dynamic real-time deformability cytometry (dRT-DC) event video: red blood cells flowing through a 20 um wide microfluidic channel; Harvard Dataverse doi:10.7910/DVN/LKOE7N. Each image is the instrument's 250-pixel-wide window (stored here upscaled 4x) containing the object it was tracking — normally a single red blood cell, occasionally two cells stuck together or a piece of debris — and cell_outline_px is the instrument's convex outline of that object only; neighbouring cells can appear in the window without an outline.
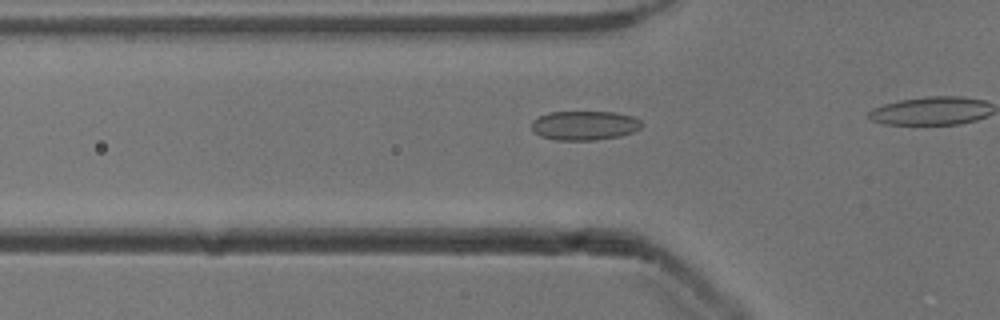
{"species": "common noctule bat (a hibernating species)", "species_latin": "Nyctalus noctula", "temperature_condition": "cold", "stored_images_in_passage": 19, "camera_frame_rate_fps": 3000, "um_per_image_px": 0.085, "animal": {"sex": "male", "body_mass_g": 13.3}, "frame": {"image": 1, "passage_image": 14, "time_ms": 4.333, "image_size_px": [1000, 320], "cell_outline_px": [[644, 124], [640, 128], [632, 132], [620, 136], [596, 140], [556, 140], [540, 136], [532, 128], [532, 120], [548, 112], [616, 112], [632, 116], [640, 120]], "centroid_in_image_um": [49.7, 10.66], "position_along_channel_um": 76.1, "area_um2": 18.79}}